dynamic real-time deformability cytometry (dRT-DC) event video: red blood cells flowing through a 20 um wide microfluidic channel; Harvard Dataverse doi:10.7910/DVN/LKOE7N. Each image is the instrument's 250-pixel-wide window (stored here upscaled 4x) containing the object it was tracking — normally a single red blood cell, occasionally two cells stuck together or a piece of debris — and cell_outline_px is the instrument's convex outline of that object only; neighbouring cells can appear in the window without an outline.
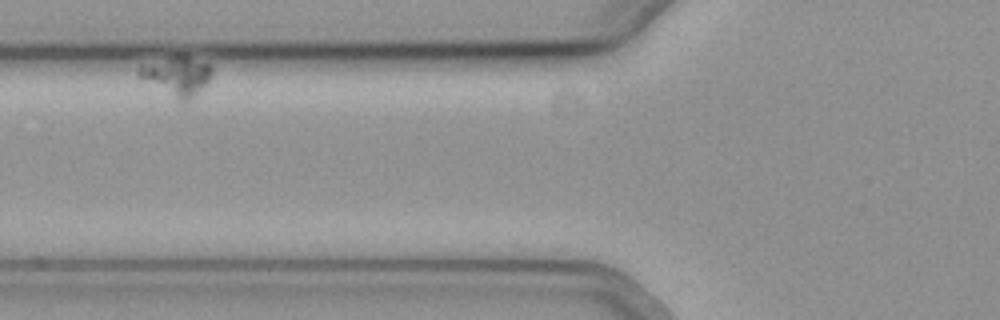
{"species": "common noctule bat (a hibernating species)", "species_latin": "Nyctalus noctula", "temperature_condition": "cold", "stored_images_in_passage": 34, "camera_frame_rate_fps": 3000, "um_per_image_px": 0.085, "animal": {"sex": "female", "body_mass_g": 19.3, "forearm_length_mm": 54.1}, "frame": {"image": 1, "passage_image": 2, "time_ms": 0.333, "image_size_px": [1000, 320], "cell_outline_px": [[212, 76], [208, 84], [192, 104], [184, 108], [136, 76], [136, 68], [140, 64], [172, 56], [184, 56], [212, 64]], "centroid_in_image_um": [15.04, 6.6], "position_along_channel_um": 110.8, "area_um2": 18.44}}
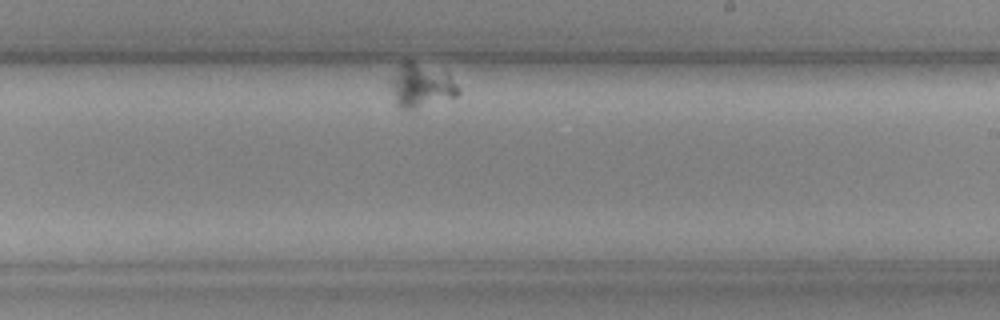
{"frame": {"image": 2, "passage_image": 20, "time_ms": 6.333, "image_size_px": [1000, 320], "cell_outline_px": [[460, 92], [456, 96], [416, 108], [396, 108], [388, 84], [388, 80], [400, 64], [404, 60], [412, 60], [448, 72], [460, 88]], "centroid_in_image_um": [35.75, 7.24], "position_along_channel_um": 253.3, "area_um2": 17.74}}
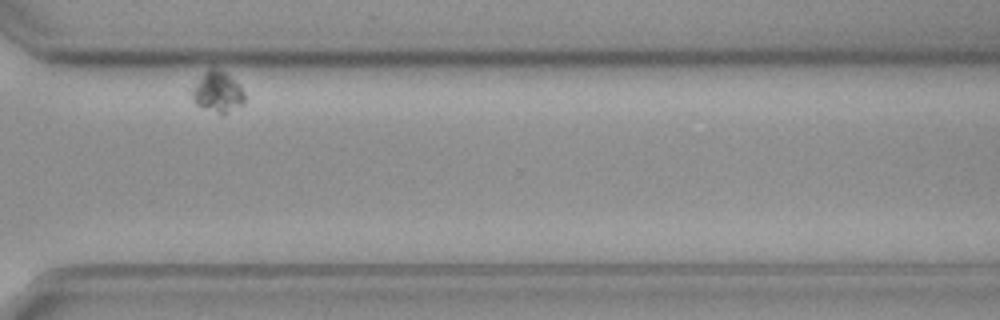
{"frame": {"image": 3, "passage_image": 31, "time_ms": 10.0, "image_size_px": [1000, 320], "cell_outline_px": [[244, 104], [224, 112], [220, 112], [196, 104], [192, 100], [192, 88], [204, 72], [208, 68], [216, 68], [224, 72], [244, 92]], "centroid_in_image_um": [18.46, 7.78], "position_along_channel_um": 352.1, "area_um2": 11.73}}